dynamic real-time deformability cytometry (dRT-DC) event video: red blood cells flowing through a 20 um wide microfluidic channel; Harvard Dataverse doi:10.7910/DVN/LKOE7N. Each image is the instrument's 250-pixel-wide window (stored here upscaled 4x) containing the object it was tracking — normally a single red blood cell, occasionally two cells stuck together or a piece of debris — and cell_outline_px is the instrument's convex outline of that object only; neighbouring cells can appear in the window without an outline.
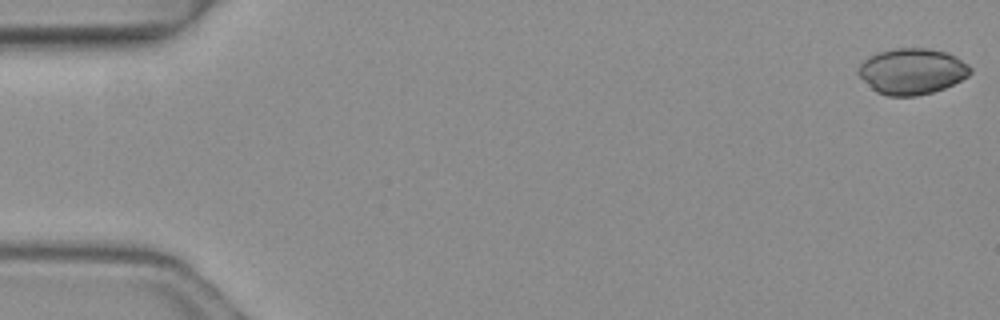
{"species": "common noctule bat (a hibernating species)", "species_latin": "Nyctalus noctula", "temperature_condition": "warm", "stored_images_in_passage": 4, "camera_frame_rate_fps": 3000, "um_per_image_px": 0.085, "animal": {"sex": "female", "body_mass_g": 19.3, "forearm_length_mm": 54.1}, "frame": {"image": 1, "passage_image": 1, "time_ms": 0.0, "image_size_px": [1000, 320], "cell_outline_px": [[972, 72], [968, 76], [944, 88], [932, 92], [916, 96], [888, 96], [876, 92], [860, 76], [860, 64], [868, 56], [876, 52], [892, 48], [928, 48], [948, 52], [956, 56], [968, 64], [972, 68]], "centroid_in_image_um": [77.54, 6.04], "position_along_channel_um": 7.5, "area_um2": 30.0}}
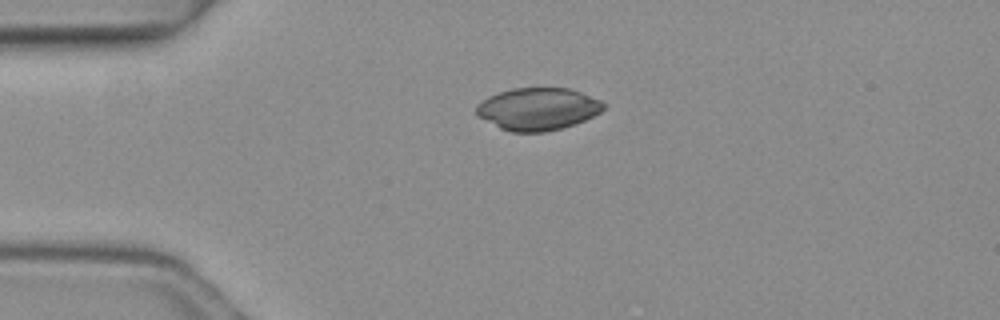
{"frame": {"image": 2, "passage_image": 4, "time_ms": 1.0, "image_size_px": [1000, 320], "cell_outline_px": [[604, 108], [600, 112], [576, 124], [544, 132], [512, 132], [500, 128], [476, 116], [476, 104], [488, 96], [512, 88], [572, 88], [600, 100], [604, 104]], "centroid_in_image_um": [45.69, 9.26], "position_along_channel_um": 39.3, "area_um2": 31.44}}